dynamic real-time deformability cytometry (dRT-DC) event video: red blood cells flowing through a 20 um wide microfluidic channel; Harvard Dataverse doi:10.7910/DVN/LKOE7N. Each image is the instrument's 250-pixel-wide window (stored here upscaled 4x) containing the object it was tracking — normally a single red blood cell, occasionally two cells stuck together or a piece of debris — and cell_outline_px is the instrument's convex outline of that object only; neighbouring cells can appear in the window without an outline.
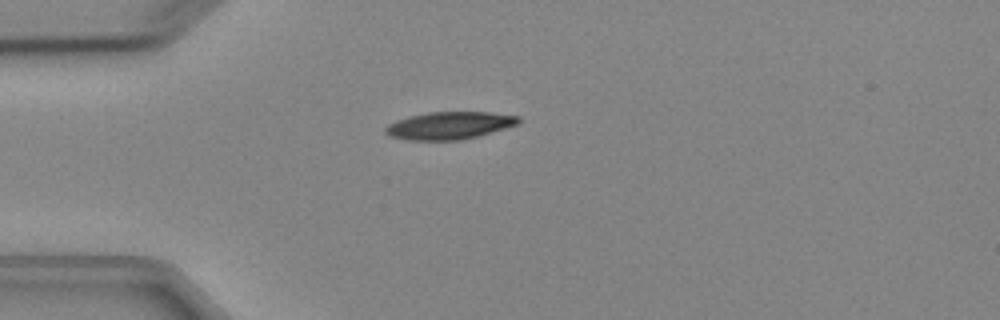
{"species": "Egyptian fruit bat (a non-hibernating species)", "species_latin": "Rousettus aegyptiacus", "temperature_condition": "cold", "stored_images_in_passage": 5, "camera_frame_rate_fps": 3000, "um_per_image_px": 0.085, "animal": {"sex": "female"}, "frame": {"image": 1, "passage_image": 5, "time_ms": 5.0, "image_size_px": [1000, 320], "cell_outline_px": [[520, 120], [516, 124], [504, 128], [476, 136], [460, 140], [408, 140], [388, 136], [384, 132], [384, 128], [388, 124], [396, 120], [408, 116], [428, 112], [488, 112], [520, 116]], "centroid_in_image_um": [38.12, 10.66], "position_along_channel_um": 46.9, "area_um2": 21.21}}